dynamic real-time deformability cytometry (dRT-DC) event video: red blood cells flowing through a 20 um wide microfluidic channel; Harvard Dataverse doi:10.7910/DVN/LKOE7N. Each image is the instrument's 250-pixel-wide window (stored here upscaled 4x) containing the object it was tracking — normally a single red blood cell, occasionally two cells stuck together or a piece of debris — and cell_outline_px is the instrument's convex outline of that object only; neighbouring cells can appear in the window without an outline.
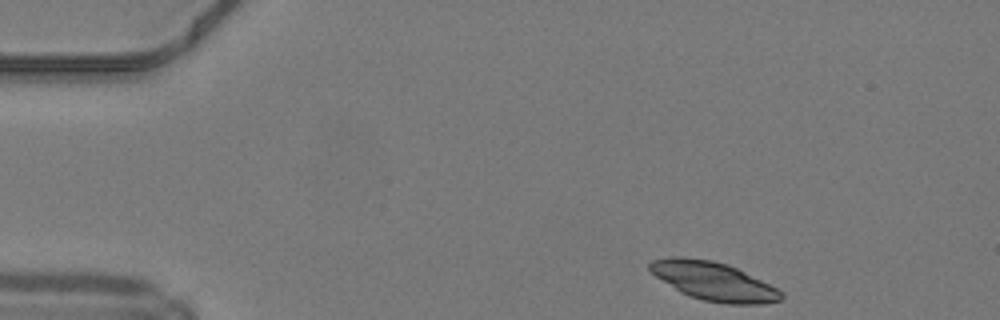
{"species": "common noctule bat (a hibernating species)", "species_latin": "Nyctalus noctula", "temperature_condition": "warm", "stored_images_in_passage": 24, "camera_frame_rate_fps": 3000, "um_per_image_px": 0.085, "animal": {"sex": "male", "body_mass_g": 19.2, "forearm_length_mm": 51.8}, "frame": {"image": 1, "passage_image": 1, "time_ms": 0.0, "image_size_px": [1000, 320], "cell_outline_px": [[784, 296], [780, 300], [760, 304], [728, 304], [704, 300], [688, 296], [680, 292], [656, 276], [648, 268], [648, 264], [652, 260], [672, 256], [684, 256], [712, 260], [728, 264], [784, 292]], "centroid_in_image_um": [60.62, 23.89], "position_along_channel_um": 24.4, "area_um2": 29.3}}